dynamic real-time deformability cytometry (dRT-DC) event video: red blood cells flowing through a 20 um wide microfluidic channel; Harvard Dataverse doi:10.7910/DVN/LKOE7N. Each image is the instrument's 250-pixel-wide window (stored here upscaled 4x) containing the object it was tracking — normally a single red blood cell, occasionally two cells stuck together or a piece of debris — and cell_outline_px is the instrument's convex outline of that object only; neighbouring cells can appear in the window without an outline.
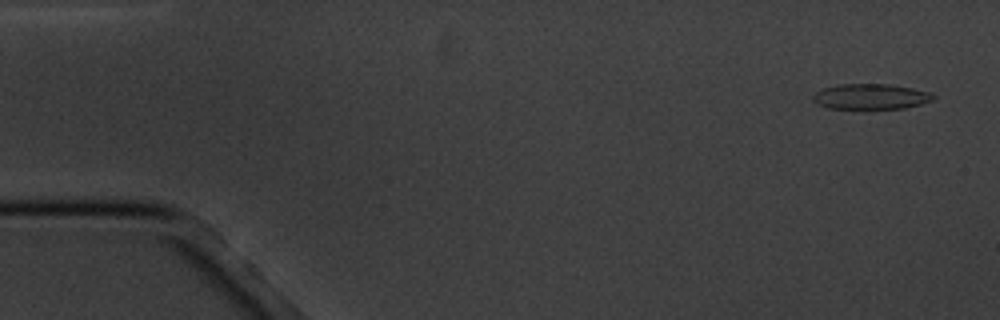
{"species": "common noctule bat (a hibernating species)", "species_latin": "Nyctalus noctula", "temperature_condition": "cold", "stored_images_in_passage": 4, "camera_frame_rate_fps": 3000, "um_per_image_px": 0.085, "animal": {"sex": "male", "body_mass_g": 20.1, "forearm_length_mm": 53.5}, "frame": {"image": 1, "passage_image": 1, "time_ms": 0.0, "image_size_px": [1000, 320], "cell_outline_px": [[936, 96], [932, 100], [920, 104], [904, 108], [828, 108], [816, 104], [812, 100], [812, 96], [816, 92], [824, 88], [836, 84], [888, 84], [912, 88], [928, 92]], "centroid_in_image_um": [73.97, 8.2], "position_along_channel_um": 11.0, "area_um2": 17.69}}